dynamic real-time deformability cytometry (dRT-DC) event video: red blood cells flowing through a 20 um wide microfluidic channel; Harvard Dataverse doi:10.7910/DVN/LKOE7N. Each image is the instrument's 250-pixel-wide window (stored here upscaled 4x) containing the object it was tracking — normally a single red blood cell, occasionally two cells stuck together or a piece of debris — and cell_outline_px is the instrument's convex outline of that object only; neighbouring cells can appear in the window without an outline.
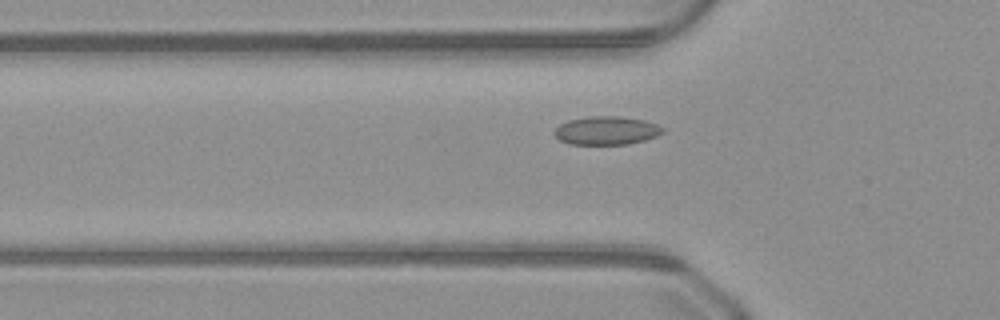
{"species": "common noctule bat (a hibernating species)", "species_latin": "Nyctalus noctula", "temperature_condition": "warm", "stored_images_in_passage": 49, "camera_frame_rate_fps": 3000, "um_per_image_px": 0.085, "animal": {"sex": "male", "body_mass_g": 23.1, "forearm_length_mm": 52.7}, "frame": {"image": 1, "passage_image": 15, "time_ms": 4.667, "image_size_px": [1000, 320], "cell_outline_px": [[664, 132], [656, 136], [644, 140], [628, 144], [568, 144], [560, 140], [552, 132], [560, 124], [568, 120], [588, 116], [620, 116], [644, 120], [656, 124], [664, 128]], "centroid_in_image_um": [51.54, 11.09], "position_along_channel_um": 74.3, "area_um2": 17.98}}
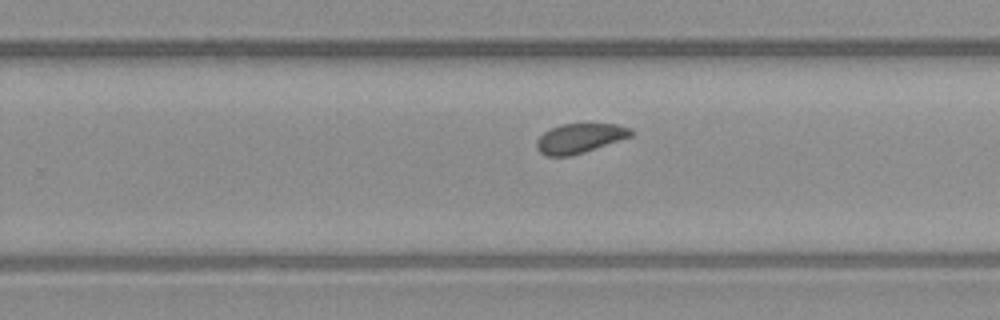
{"frame": {"image": 2, "passage_image": 30, "time_ms": 9.667, "image_size_px": [1000, 320], "cell_outline_px": [[636, 132], [632, 136], [572, 156], [544, 156], [536, 148], [536, 140], [544, 132], [560, 124], [616, 124], [632, 128]], "centroid_in_image_um": [49.29, 11.75], "position_along_channel_um": 280.5, "area_um2": 16.36}}
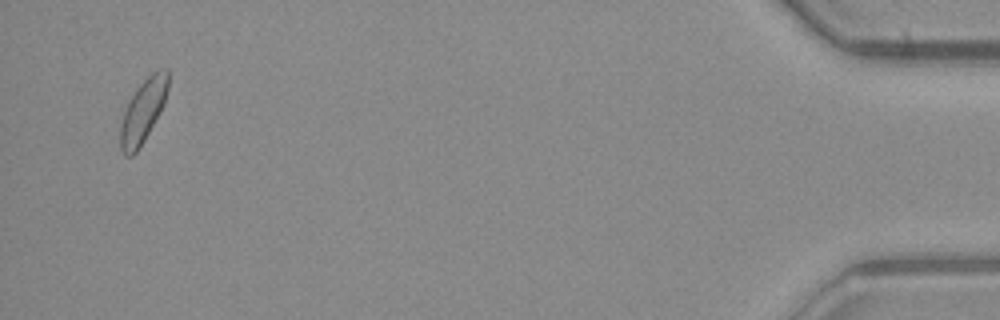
{"frame": {"image": 3, "passage_image": 47, "time_ms": 15.333, "image_size_px": [1000, 320], "cell_outline_px": [[168, 88], [164, 104], [160, 112], [144, 140], [136, 152], [132, 156], [124, 156], [120, 148], [120, 124], [128, 100], [136, 88], [152, 72], [160, 68], [168, 68]], "centroid_in_image_um": [12.15, 9.42], "position_along_channel_um": 423.1, "area_um2": 17.63}}